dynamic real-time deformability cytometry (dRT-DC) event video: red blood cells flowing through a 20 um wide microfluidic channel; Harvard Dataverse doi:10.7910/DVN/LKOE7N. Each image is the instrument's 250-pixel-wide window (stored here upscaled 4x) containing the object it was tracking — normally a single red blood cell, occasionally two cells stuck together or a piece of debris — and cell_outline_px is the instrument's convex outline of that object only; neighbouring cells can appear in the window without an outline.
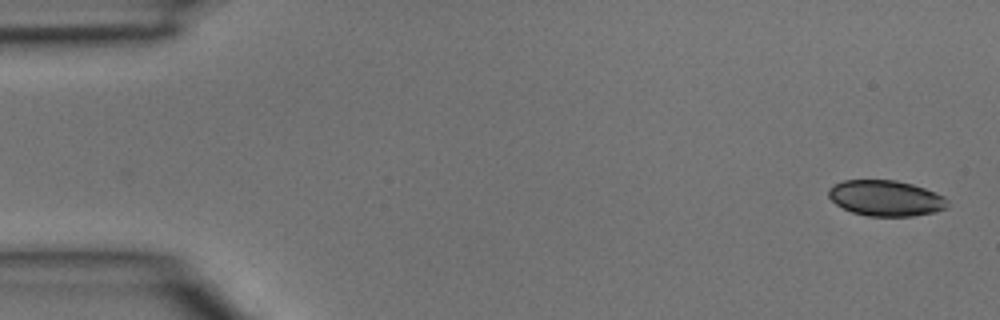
{"species": "common noctule bat (a hibernating species)", "species_latin": "Nyctalus noctula", "temperature_condition": "room temperature", "stored_images_in_passage": 5, "segment_of_instrument_passage": [1, 2], "camera_frame_rate_fps": 3000, "um_per_image_px": 0.085, "animal": {"sex": "male", "body_mass_g": 15.6}, "frame": {"image": 1, "passage_image": 1, "time_ms": 0.0, "image_size_px": [1000, 320], "cell_outline_px": [[948, 208], [936, 212], [912, 216], [868, 216], [852, 212], [836, 204], [828, 196], [828, 188], [844, 180], [896, 180], [912, 184], [924, 188], [944, 196], [948, 200]], "centroid_in_image_um": [75.32, 16.85], "position_along_channel_um": 9.7, "area_um2": 24.8}}
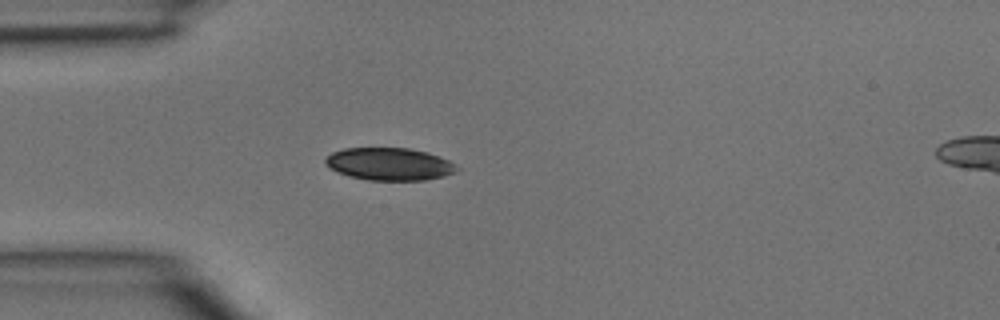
{"frame": {"image": 2, "passage_image": 4, "time_ms": 1.0, "image_size_px": [1000, 320], "cell_outline_px": [[460, 168], [456, 172], [444, 176], [424, 180], [368, 180], [348, 176], [336, 172], [324, 164], [324, 160], [332, 152], [344, 148], [408, 148], [428, 152], [448, 160]], "centroid_in_image_um": [33.08, 13.94], "position_along_channel_um": 51.9, "area_um2": 25.03}}